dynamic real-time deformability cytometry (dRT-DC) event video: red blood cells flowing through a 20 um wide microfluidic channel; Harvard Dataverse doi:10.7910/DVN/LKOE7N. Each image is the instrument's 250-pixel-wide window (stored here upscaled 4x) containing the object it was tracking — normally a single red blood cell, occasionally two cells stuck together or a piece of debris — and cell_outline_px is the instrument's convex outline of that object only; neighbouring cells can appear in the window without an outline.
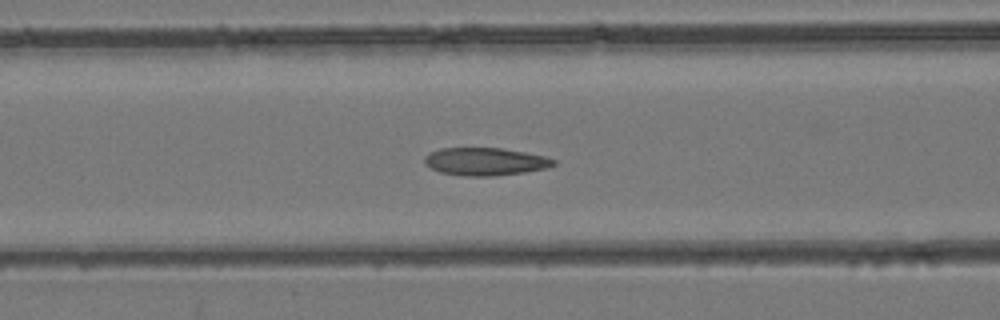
{"species": "common noctule bat (a hibernating species)", "species_latin": "Nyctalus noctula", "temperature_condition": "room temperature", "stored_images_in_passage": 45, "camera_frame_rate_fps": 3000, "um_per_image_px": 0.085, "animal": {"sex": "female", "body_mass_g": 24.6, "forearm_length_mm": 56.2}, "frame": {"image": 1, "passage_image": 20, "time_ms": 6.333, "image_size_px": [1000, 320], "cell_outline_px": [[556, 164], [548, 168], [524, 172], [492, 176], [464, 176], [440, 172], [424, 164], [424, 156], [428, 152], [440, 148], [500, 148], [524, 152], [544, 156], [556, 160]], "centroid_in_image_um": [41.22, 13.73], "position_along_channel_um": 125.4, "area_um2": 20.92}}
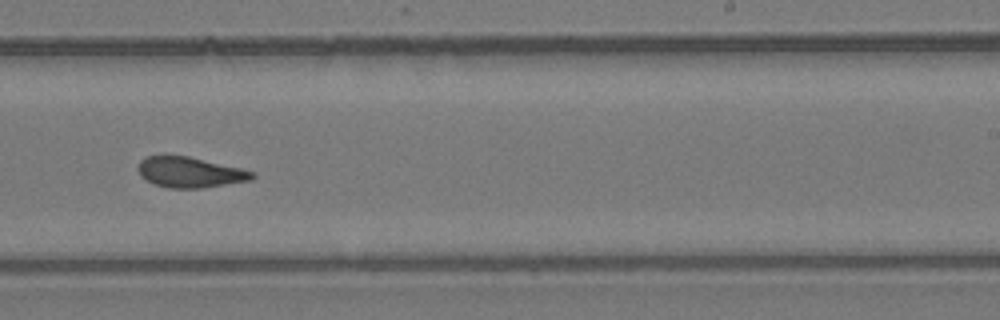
{"frame": {"image": 2, "passage_image": 30, "time_ms": 9.667, "image_size_px": [1000, 320], "cell_outline_px": [[256, 176], [252, 180], [200, 188], [168, 188], [152, 184], [140, 176], [136, 168], [140, 160], [144, 156], [164, 152], [188, 156], [240, 168], [252, 172]], "centroid_in_image_um": [16.02, 14.6], "position_along_channel_um": 273.0, "area_um2": 20.92}}
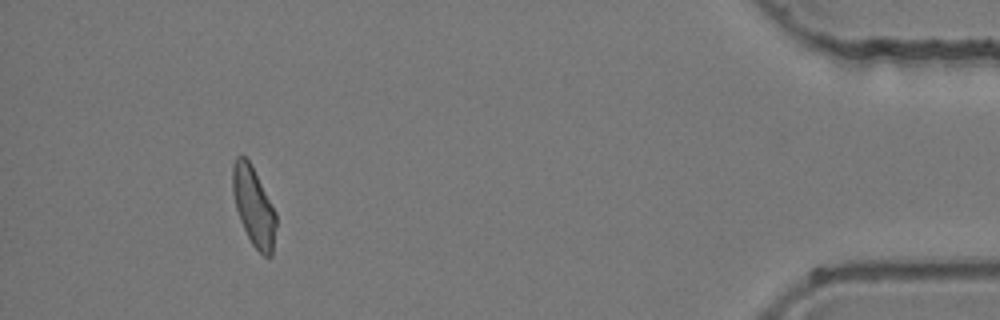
{"frame": {"image": 3, "passage_image": 44, "time_ms": 14.333, "image_size_px": [1000, 320], "cell_outline_px": [[276, 228], [272, 256], [264, 256], [252, 244], [240, 220], [236, 208], [232, 192], [232, 164], [236, 156], [244, 156], [248, 160], [276, 212]], "centroid_in_image_um": [21.55, 17.55], "position_along_channel_um": 413.6, "area_um2": 19.71}}